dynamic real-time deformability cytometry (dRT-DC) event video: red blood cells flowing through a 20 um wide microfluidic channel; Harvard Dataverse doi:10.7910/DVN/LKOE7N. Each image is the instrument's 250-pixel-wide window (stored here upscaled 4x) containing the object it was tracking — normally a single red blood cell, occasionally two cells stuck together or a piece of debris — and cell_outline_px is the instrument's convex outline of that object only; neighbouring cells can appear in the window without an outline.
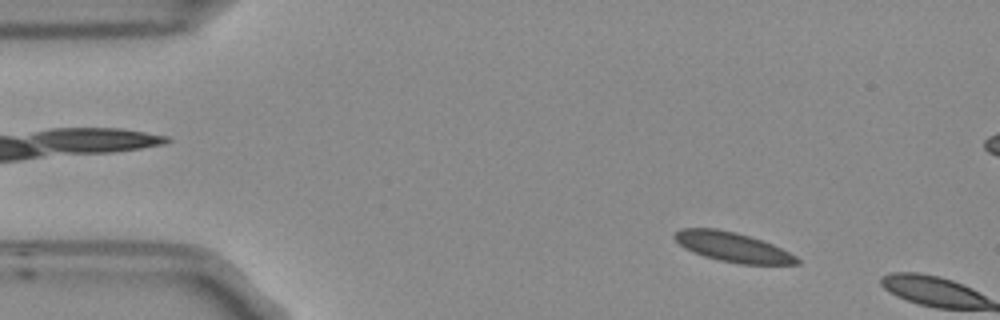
{"species": "Egyptian fruit bat (a non-hibernating species)", "species_latin": "Rousettus aegyptiacus", "temperature_condition": "room temperature", "stored_images_in_passage": 8, "camera_frame_rate_fps": 3000, "um_per_image_px": 0.085, "frame": {"image": 1, "passage_image": 6, "time_ms": 1.667, "image_size_px": [1000, 320], "cell_outline_px": [[800, 264], [740, 264], [720, 260], [704, 256], [692, 252], [684, 248], [672, 236], [672, 232], [680, 228], [716, 228], [736, 232], [772, 244], [796, 256], [800, 260]], "centroid_in_image_um": [62.22, 20.99], "position_along_channel_um": 22.8, "area_um2": 21.04}}